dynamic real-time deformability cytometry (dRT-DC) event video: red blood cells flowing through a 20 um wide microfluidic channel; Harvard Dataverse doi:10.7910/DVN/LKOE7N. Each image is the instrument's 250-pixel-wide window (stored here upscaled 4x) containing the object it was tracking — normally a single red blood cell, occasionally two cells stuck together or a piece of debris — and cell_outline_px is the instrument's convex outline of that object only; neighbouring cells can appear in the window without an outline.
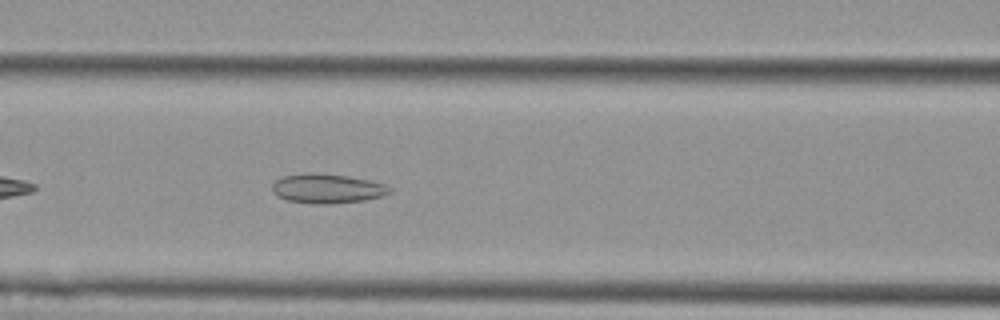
{"species": "Egyptian fruit bat (a non-hibernating species)", "species_latin": "Rousettus aegyptiacus", "temperature_condition": "cold", "stored_images_in_passage": 32, "camera_frame_rate_fps": 3000, "um_per_image_px": 0.085, "animal": {"sex": "female"}, "frame": {"image": 1, "passage_image": 8, "time_ms": 2.333, "image_size_px": [1000, 320], "cell_outline_px": [[392, 192], [384, 196], [364, 200], [332, 204], [312, 204], [288, 200], [276, 196], [272, 192], [272, 184], [280, 176], [308, 172], [312, 172], [348, 176], [368, 180], [384, 184], [392, 188]], "centroid_in_image_um": [27.79, 16.02], "position_along_channel_um": 138.8, "area_um2": 20.46}}
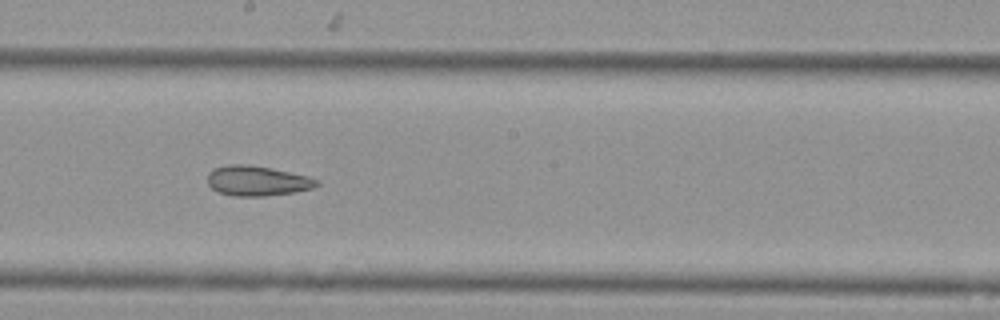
{"frame": {"image": 2, "passage_image": 15, "time_ms": 4.667, "image_size_px": [1000, 320], "cell_outline_px": [[320, 184], [312, 188], [292, 192], [264, 196], [236, 196], [220, 192], [212, 188], [208, 184], [208, 172], [212, 168], [228, 164], [248, 164], [272, 168], [308, 176], [320, 180]], "centroid_in_image_um": [21.86, 15.35], "position_along_channel_um": 226.3, "area_um2": 19.13}}
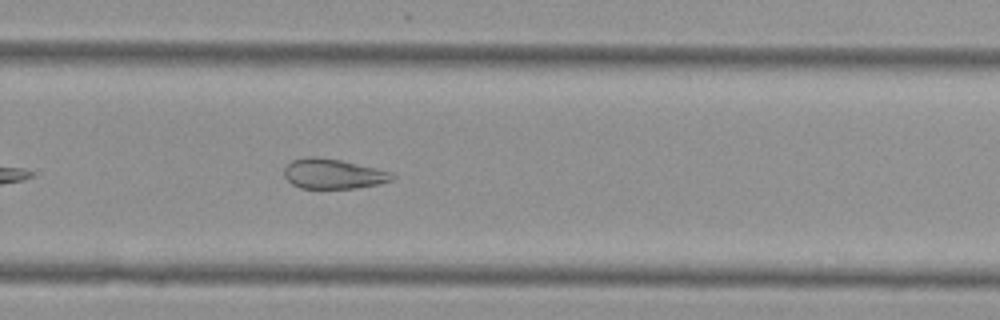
{"frame": {"image": 3, "passage_image": 21, "time_ms": 6.667, "image_size_px": [1000, 320], "cell_outline_px": [[396, 176], [392, 180], [380, 184], [356, 188], [300, 188], [292, 184], [284, 176], [284, 168], [292, 160], [304, 156], [316, 156], [340, 160], [392, 172]], "centroid_in_image_um": [28.31, 14.77], "position_along_channel_um": 301.5, "area_um2": 18.9}}